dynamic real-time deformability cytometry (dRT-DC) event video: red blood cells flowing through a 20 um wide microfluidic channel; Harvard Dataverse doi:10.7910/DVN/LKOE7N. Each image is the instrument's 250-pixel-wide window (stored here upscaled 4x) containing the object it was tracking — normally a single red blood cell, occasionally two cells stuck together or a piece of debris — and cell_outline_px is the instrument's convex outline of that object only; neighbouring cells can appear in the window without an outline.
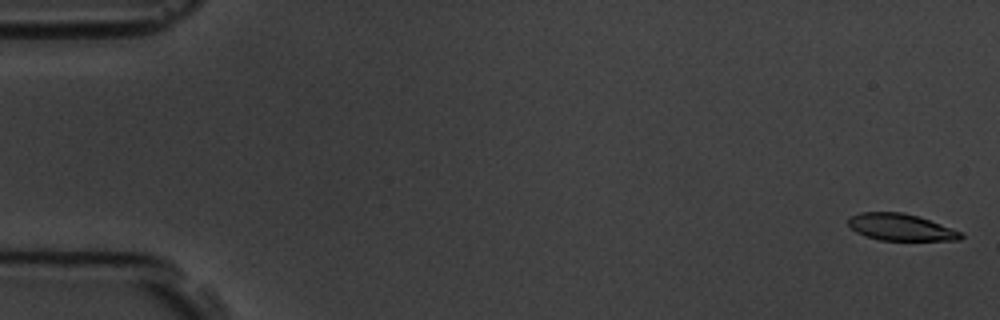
{"species": "common noctule bat (a hibernating species)", "species_latin": "Nyctalus noctula", "temperature_condition": "room temperature", "stored_images_in_passage": 6, "camera_frame_rate_fps": 3000, "um_per_image_px": 0.085, "animal": {"sex": "male", "body_mass_g": 19.5, "forearm_length_mm": 54.6}, "frame": {"image": 1, "passage_image": 1, "time_ms": 0.0, "image_size_px": [1000, 320], "cell_outline_px": [[964, 236], [960, 240], [880, 240], [864, 236], [856, 232], [848, 224], [848, 220], [852, 216], [860, 212], [904, 212], [940, 224], [960, 232]], "centroid_in_image_um": [76.53, 19.32], "position_along_channel_um": 8.5, "area_um2": 17.34}}
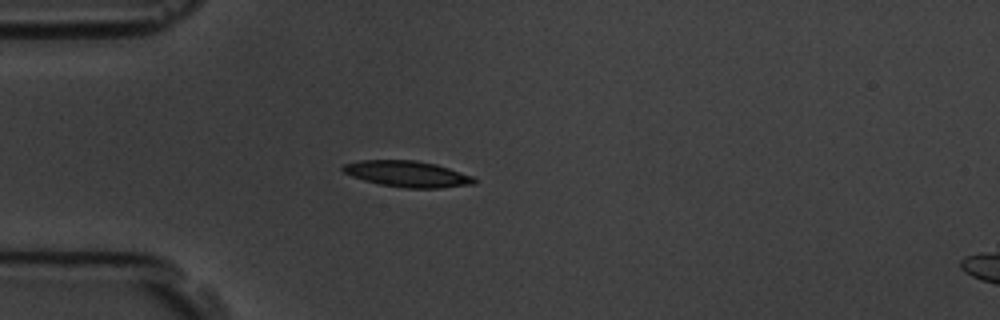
{"frame": {"image": 2, "passage_image": 5, "time_ms": 4.667, "image_size_px": [1000, 320], "cell_outline_px": [[476, 180], [472, 184], [440, 188], [404, 188], [380, 184], [364, 180], [352, 176], [344, 172], [340, 168], [344, 164], [360, 160], [416, 160], [436, 164], [476, 176]], "centroid_in_image_um": [34.65, 14.78], "position_along_channel_um": 50.4, "area_um2": 20.06}}